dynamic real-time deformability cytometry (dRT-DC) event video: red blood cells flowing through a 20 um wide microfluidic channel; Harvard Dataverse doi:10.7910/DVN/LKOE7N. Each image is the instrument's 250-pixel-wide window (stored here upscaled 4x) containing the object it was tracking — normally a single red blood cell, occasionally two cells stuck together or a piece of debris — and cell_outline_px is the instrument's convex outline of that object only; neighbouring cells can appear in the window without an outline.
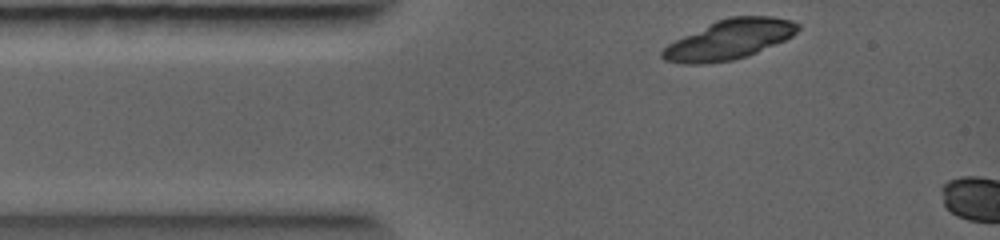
{"species": "common noctule bat (a hibernating species)", "species_latin": "Nyctalus noctula", "temperature_condition": "warm", "stored_images_in_passage": 2, "camera_frame_rate_fps": 5000, "um_per_image_px": 0.085, "animal": {"sex": "female", "body_mass_g": 19.0, "forearm_length_mm": 56.7}, "frame": {"image": 1, "passage_image": 1, "time_ms": 0.0, "image_size_px": [1000, 240], "cell_outline_px": [[800, 28], [792, 36], [784, 40], [748, 56], [732, 60], [704, 64], [680, 64], [664, 60], [660, 56], [660, 52], [668, 44], [716, 20], [728, 16], [772, 16], [792, 20], [800, 24]], "centroid_in_image_um": [61.99, 3.36], "position_along_channel_um": 23.0, "area_um2": 31.33}}